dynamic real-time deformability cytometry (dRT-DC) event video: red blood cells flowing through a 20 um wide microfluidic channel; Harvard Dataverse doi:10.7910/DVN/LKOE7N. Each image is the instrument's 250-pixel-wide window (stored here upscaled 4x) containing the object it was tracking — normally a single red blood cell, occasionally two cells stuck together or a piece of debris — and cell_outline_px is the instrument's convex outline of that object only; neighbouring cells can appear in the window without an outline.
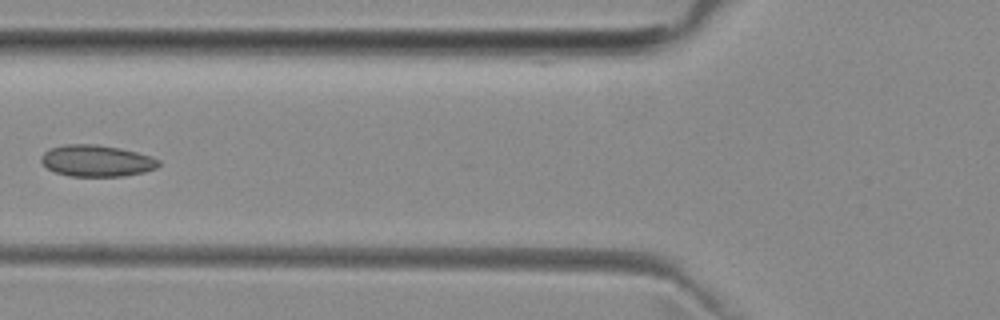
{"species": "common noctule bat (a hibernating species)", "species_latin": "Nyctalus noctula", "temperature_condition": "room temperature", "stored_images_in_passage": 6, "camera_frame_rate_fps": 3000, "um_per_image_px": 0.085, "animal": {"sex": "female", "body_mass_g": 29.2, "forearm_length_mm": 56.3}, "frame": {"image": 1, "passage_image": 6, "time_ms": 5.667, "image_size_px": [1000, 320], "cell_outline_px": [[160, 164], [156, 168], [144, 172], [124, 176], [68, 176], [56, 172], [48, 168], [40, 160], [40, 156], [44, 152], [52, 148], [64, 144], [96, 144], [120, 148], [152, 156], [160, 160]], "centroid_in_image_um": [8.23, 13.66], "position_along_channel_um": 117.6, "area_um2": 21.62}}